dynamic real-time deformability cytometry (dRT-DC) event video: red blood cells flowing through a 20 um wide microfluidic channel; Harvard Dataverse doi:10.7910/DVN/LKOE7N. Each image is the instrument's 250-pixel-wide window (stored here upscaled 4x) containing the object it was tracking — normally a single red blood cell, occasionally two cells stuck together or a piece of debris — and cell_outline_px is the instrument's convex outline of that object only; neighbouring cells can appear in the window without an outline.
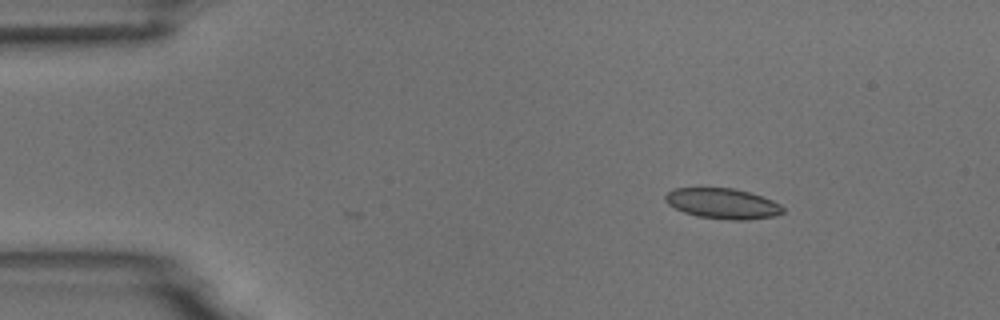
{"species": "common noctule bat (a hibernating species)", "species_latin": "Nyctalus noctula", "temperature_condition": "room temperature", "stored_images_in_passage": 4, "camera_frame_rate_fps": 3000, "um_per_image_px": 0.085, "animal": {"sex": "male", "body_mass_g": 18.8}, "frame": {"image": 1, "passage_image": 1, "time_ms": 0.0, "image_size_px": [1000, 320], "cell_outline_px": [[784, 212], [776, 216], [748, 220], [732, 220], [700, 216], [684, 212], [668, 204], [664, 200], [664, 196], [672, 188], [732, 188], [748, 192], [772, 200], [780, 204], [784, 208]], "centroid_in_image_um": [61.43, 17.3], "position_along_channel_um": 23.6, "area_um2": 20.75}}